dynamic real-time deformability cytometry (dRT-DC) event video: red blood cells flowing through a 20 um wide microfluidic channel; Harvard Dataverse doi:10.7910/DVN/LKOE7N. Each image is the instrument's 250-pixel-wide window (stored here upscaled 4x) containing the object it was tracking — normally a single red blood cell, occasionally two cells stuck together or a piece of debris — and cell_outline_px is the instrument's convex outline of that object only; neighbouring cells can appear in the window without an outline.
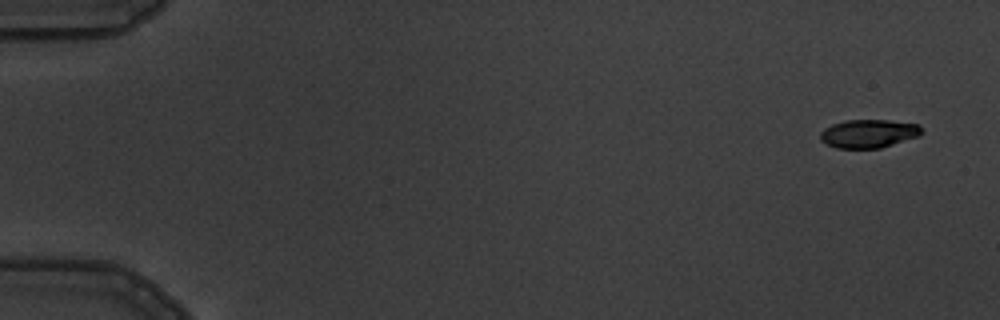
{"species": "common noctule bat (a hibernating species)", "species_latin": "Nyctalus noctula", "temperature_condition": "warm", "stored_images_in_passage": 6, "camera_frame_rate_fps": 3000, "um_per_image_px": 0.085, "animal": {"sex": "male", "body_mass_g": 19.5, "forearm_length_mm": 54.6}, "frame": {"image": 1, "passage_image": 1, "time_ms": 0.0, "image_size_px": [1000, 320], "cell_outline_px": [[924, 132], [920, 136], [880, 148], [836, 148], [820, 140], [820, 132], [824, 128], [832, 124], [844, 120], [888, 120], [920, 124]], "centroid_in_image_um": [73.86, 11.35], "position_along_channel_um": 11.1, "area_um2": 16.94}}
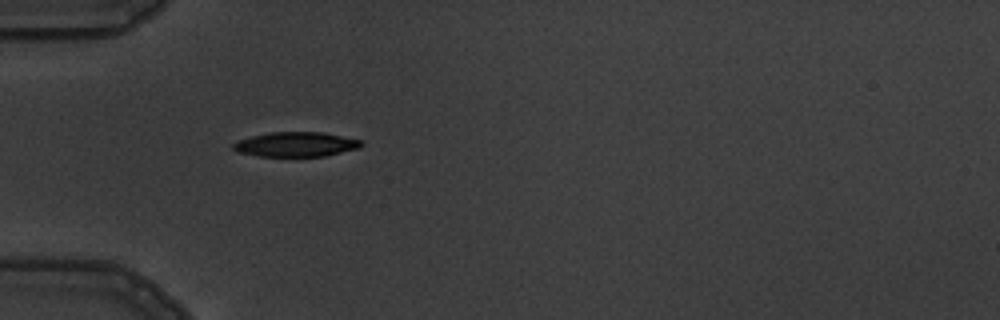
{"frame": {"image": 2, "passage_image": 5, "time_ms": 5.0, "image_size_px": [1000, 320], "cell_outline_px": [[364, 144], [360, 148], [324, 156], [256, 156], [236, 152], [232, 148], [232, 144], [240, 140], [252, 136], [272, 132], [324, 132], [364, 140]], "centroid_in_image_um": [25.19, 12.27], "position_along_channel_um": 59.8, "area_um2": 18.55}}